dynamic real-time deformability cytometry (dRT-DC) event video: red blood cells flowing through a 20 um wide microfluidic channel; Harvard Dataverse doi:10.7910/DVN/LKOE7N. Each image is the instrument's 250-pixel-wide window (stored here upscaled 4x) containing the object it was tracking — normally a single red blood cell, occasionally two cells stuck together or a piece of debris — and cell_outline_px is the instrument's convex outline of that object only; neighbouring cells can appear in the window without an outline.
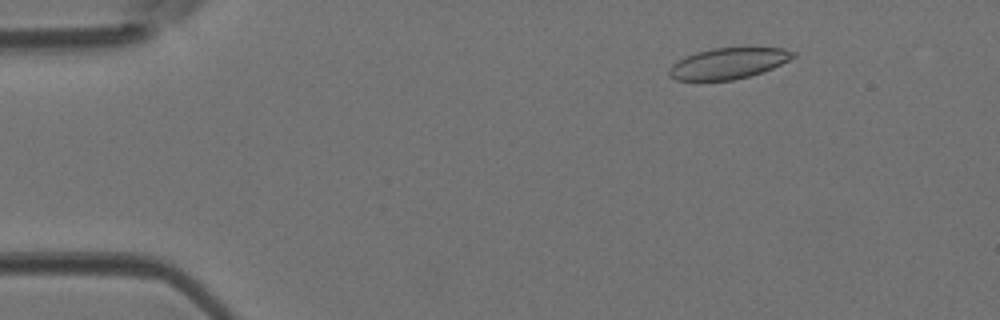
{"species": "Egyptian fruit bat (a non-hibernating species)", "species_latin": "Rousettus aegyptiacus", "temperature_condition": "room temperature", "stored_images_in_passage": 31, "camera_frame_rate_fps": 3000, "um_per_image_px": 0.085, "animal": {"sex": "female"}, "frame": {"image": 1, "passage_image": 7, "time_ms": 2.0, "image_size_px": [1000, 320], "cell_outline_px": [[796, 56], [772, 68], [748, 76], [732, 80], [676, 80], [668, 76], [668, 68], [672, 64], [696, 52], [712, 48], [784, 48], [796, 52]], "centroid_in_image_um": [61.88, 5.38], "position_along_channel_um": 23.1, "area_um2": 22.08}}
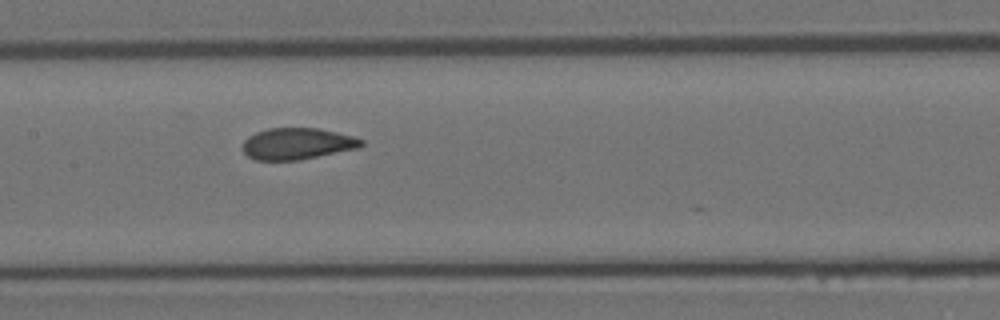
{"frame": {"image": 2, "passage_image": 23, "time_ms": 7.333, "image_size_px": [1000, 320], "cell_outline_px": [[364, 144], [360, 148], [296, 160], [256, 160], [248, 156], [244, 152], [244, 140], [248, 136], [256, 132], [268, 128], [320, 128], [352, 136], [364, 140]], "centroid_in_image_um": [25.28, 12.21], "position_along_channel_um": 182.1, "area_um2": 21.68}}
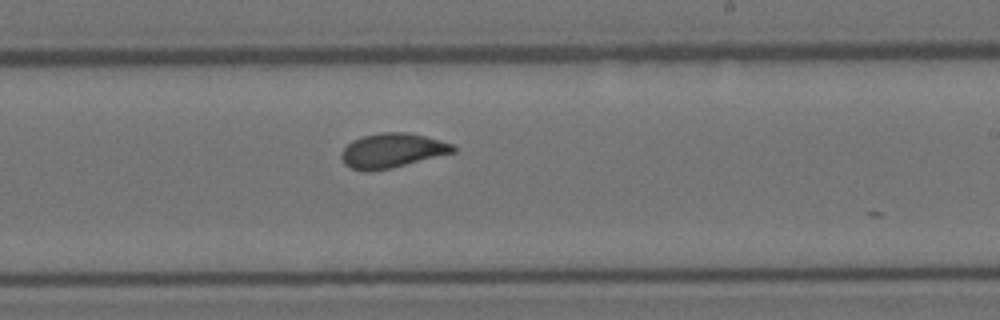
{"frame": {"image": 3, "passage_image": 28, "time_ms": 9.0, "image_size_px": [1000, 320], "cell_outline_px": [[456, 152], [392, 168], [368, 172], [352, 168], [344, 164], [340, 156], [344, 148], [352, 140], [364, 136], [380, 132], [408, 132], [456, 144]], "centroid_in_image_um": [33.36, 12.8], "position_along_channel_um": 255.6, "area_um2": 22.6}}